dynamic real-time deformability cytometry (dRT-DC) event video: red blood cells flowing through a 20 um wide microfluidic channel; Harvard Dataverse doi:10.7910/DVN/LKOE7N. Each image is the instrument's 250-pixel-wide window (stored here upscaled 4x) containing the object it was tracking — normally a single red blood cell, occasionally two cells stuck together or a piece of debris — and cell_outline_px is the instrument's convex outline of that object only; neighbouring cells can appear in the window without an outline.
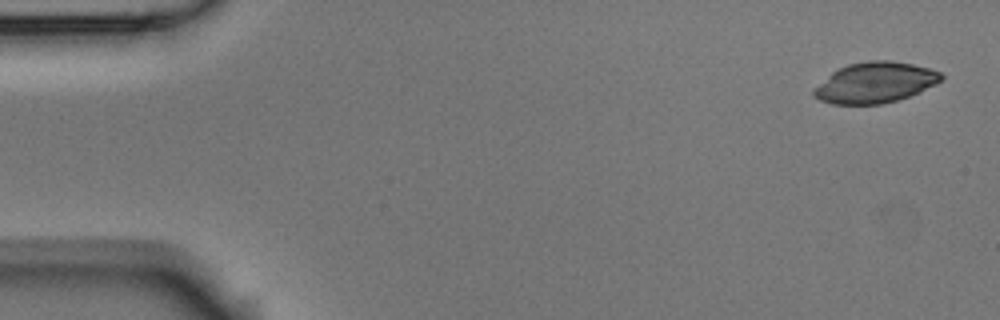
{"species": "Egyptian fruit bat (a non-hibernating species)", "species_latin": "Rousettus aegyptiacus", "temperature_condition": "room temperature", "stored_images_in_passage": 6, "camera_frame_rate_fps": 3000, "um_per_image_px": 0.085, "animal": {"sex": "male"}, "frame": {"image": 1, "passage_image": 1, "time_ms": 0.0, "image_size_px": [1000, 320], "cell_outline_px": [[944, 76], [936, 84], [908, 96], [896, 100], [880, 104], [832, 104], [820, 100], [812, 96], [812, 92], [832, 72], [848, 64], [868, 60], [888, 60], [912, 64], [928, 68], [940, 72]], "centroid_in_image_um": [74.38, 7.02], "position_along_channel_um": 10.6, "area_um2": 29.77}}
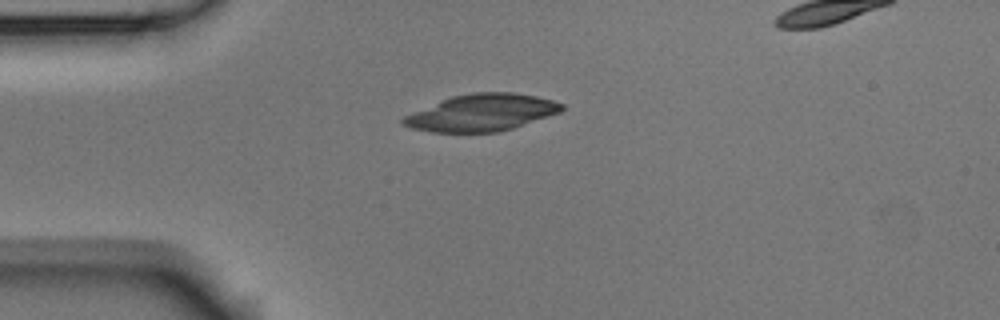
{"frame": {"image": 2, "passage_image": 4, "time_ms": 1.0, "image_size_px": [1000, 320], "cell_outline_px": [[564, 108], [560, 112], [500, 132], [432, 132], [412, 128], [404, 124], [400, 120], [404, 116], [440, 100], [452, 96], [472, 92], [512, 92], [536, 96], [552, 100], [564, 104]], "centroid_in_image_um": [40.94, 9.57], "position_along_channel_um": 44.1, "area_um2": 33.87}}